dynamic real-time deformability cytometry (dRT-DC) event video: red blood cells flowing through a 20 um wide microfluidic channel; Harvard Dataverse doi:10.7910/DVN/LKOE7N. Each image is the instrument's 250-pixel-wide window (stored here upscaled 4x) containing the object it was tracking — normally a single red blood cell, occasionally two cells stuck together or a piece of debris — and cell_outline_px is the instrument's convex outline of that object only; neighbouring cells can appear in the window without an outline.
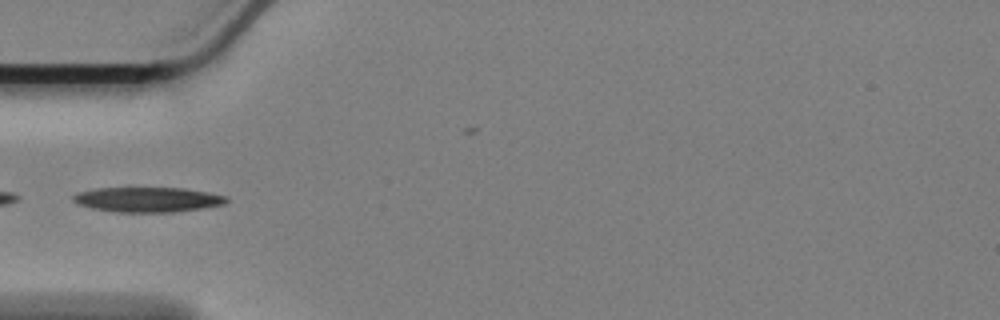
{"species": "Egyptian fruit bat (a non-hibernating species)", "species_latin": "Rousettus aegyptiacus", "temperature_condition": "cold", "stored_images_in_passage": 29, "camera_frame_rate_fps": 3000, "um_per_image_px": 0.085, "animal": {"sex": "female"}, "frame": {"image": 1, "passage_image": 1, "time_ms": 0.0, "image_size_px": [1000, 320], "cell_outline_px": [[228, 200], [224, 204], [176, 212], [116, 212], [92, 208], [80, 204], [72, 200], [72, 196], [76, 192], [96, 188], [184, 188], [208, 192], [228, 196]], "centroid_in_image_um": [12.55, 16.96], "position_along_channel_um": 72.5, "area_um2": 22.25}}